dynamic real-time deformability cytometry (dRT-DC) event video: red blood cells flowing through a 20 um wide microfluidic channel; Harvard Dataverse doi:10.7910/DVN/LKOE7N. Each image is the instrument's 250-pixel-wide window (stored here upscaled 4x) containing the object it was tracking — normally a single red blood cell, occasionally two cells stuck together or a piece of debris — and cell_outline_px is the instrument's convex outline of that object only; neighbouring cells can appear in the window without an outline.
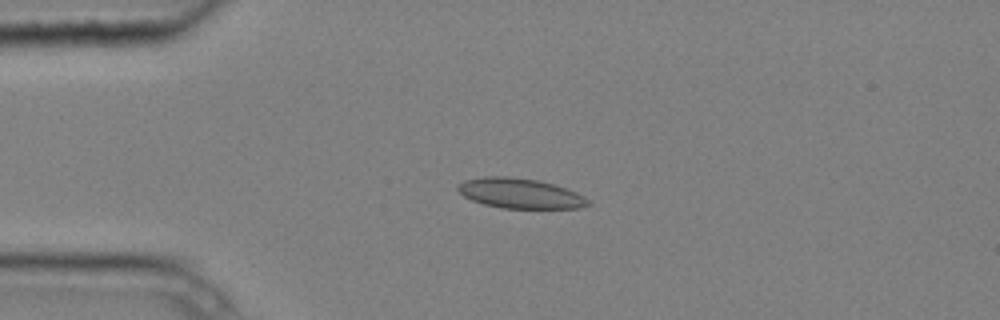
{"species": "common noctule bat (a hibernating species)", "species_latin": "Nyctalus noctula", "temperature_condition": "cold", "stored_images_in_passage": 4, "camera_frame_rate_fps": 3000, "um_per_image_px": 0.085, "animal": {"sex": "male", "body_mass_g": 20.4}, "frame": {"image": 1, "passage_image": 3, "time_ms": 0.667, "image_size_px": [1000, 320], "cell_outline_px": [[592, 204], [580, 208], [504, 208], [484, 204], [472, 200], [464, 196], [456, 188], [464, 180], [484, 176], [508, 176], [536, 180], [552, 184], [576, 192], [584, 196]], "centroid_in_image_um": [44.21, 16.43], "position_along_channel_um": 40.8, "area_um2": 22.6}}